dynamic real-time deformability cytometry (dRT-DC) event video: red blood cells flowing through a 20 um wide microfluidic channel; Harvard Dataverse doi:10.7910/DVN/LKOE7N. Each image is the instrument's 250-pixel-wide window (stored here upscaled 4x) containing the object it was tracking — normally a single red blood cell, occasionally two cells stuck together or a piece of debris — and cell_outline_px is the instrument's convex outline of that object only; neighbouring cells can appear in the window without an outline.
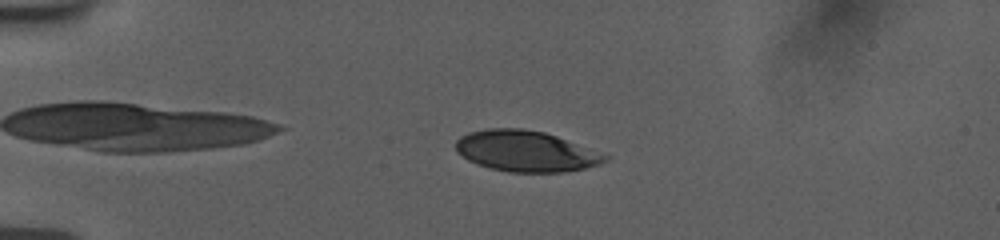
{"species": "human", "species_latin": "Homo sapiens", "temperature_condition": "room temperature", "stored_images_in_passage": 56, "camera_frame_rate_fps": 3000, "um_per_image_px": 0.085, "donor": {"sex": "female"}, "frame": {"image": 1, "passage_image": 14, "time_ms": 4.333, "image_size_px": [1000, 240], "cell_outline_px": [[608, 160], [600, 164], [584, 168], [564, 172], [508, 172], [476, 164], [468, 160], [456, 152], [456, 140], [460, 136], [468, 132], [488, 128], [524, 128], [544, 132], [556, 136], [588, 148], [608, 156]], "centroid_in_image_um": [44.64, 12.84], "position_along_channel_um": 40.4, "area_um2": 35.43}}
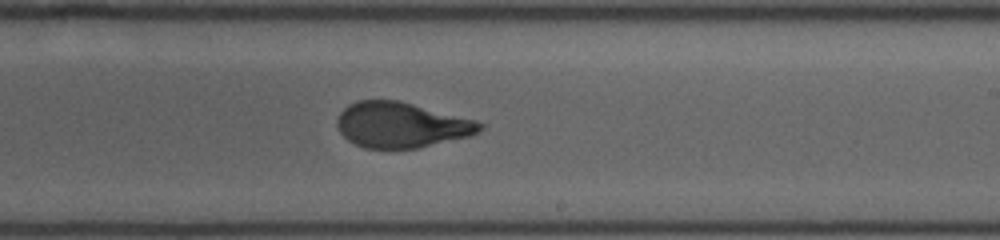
{"frame": {"image": 2, "passage_image": 35, "time_ms": 11.333, "image_size_px": [1000, 240], "cell_outline_px": [[484, 128], [480, 132], [472, 136], [416, 148], [364, 148], [348, 140], [340, 132], [336, 124], [336, 120], [340, 112], [348, 104], [356, 100], [400, 100], [476, 120], [484, 124]], "centroid_in_image_um": [34.13, 10.61], "position_along_channel_um": 254.9, "area_um2": 38.03}}
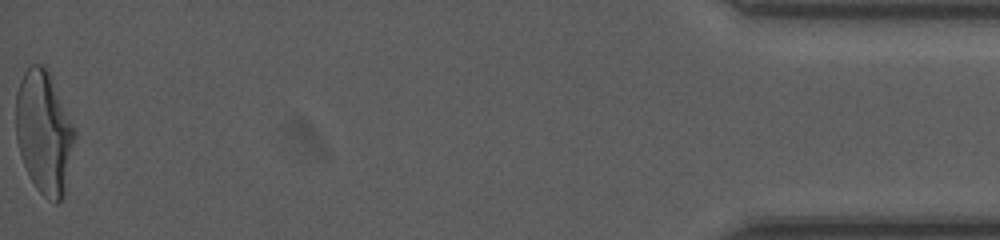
{"frame": {"image": 3, "passage_image": 56, "time_ms": 18.333, "image_size_px": [1000, 240], "cell_outline_px": [[76, 136], [64, 192], [60, 200], [56, 204], [48, 200], [36, 188], [24, 164], [16, 140], [16, 92], [20, 80], [24, 72], [32, 64], [44, 64], [52, 76], [76, 128]], "centroid_in_image_um": [3.76, 11.2], "position_along_channel_um": 431.4, "area_um2": 42.37}, "authors_computed_cell_mechanics": {"area_um2": 38.437, "velocity_mm_per_s": 3.7468, "shape_relaxation_time_tau1_ms": 6.973, "shape_relaxation_time_tau2_ms": null, "deformation_change_tau1": 0.2212, "deformation_change_tau2": null}}